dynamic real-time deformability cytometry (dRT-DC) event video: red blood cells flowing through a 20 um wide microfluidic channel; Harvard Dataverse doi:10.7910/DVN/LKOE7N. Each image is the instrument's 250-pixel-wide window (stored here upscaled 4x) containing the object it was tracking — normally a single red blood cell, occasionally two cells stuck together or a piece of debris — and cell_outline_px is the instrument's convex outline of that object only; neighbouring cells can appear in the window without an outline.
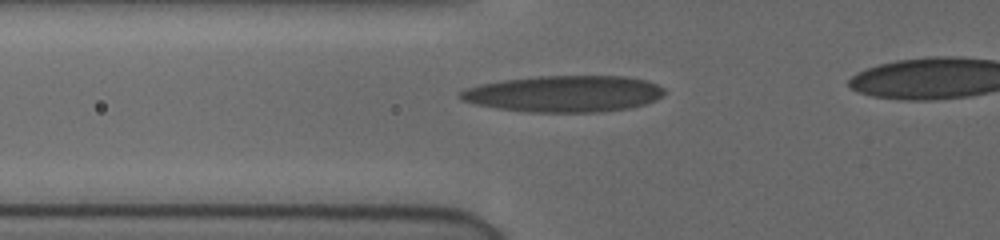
{"species": "human", "species_latin": "Homo sapiens", "temperature_condition": "cold", "stored_images_in_passage": 40, "camera_frame_rate_fps": 3000, "um_per_image_px": 0.085, "donor": {"sex": "female"}, "frame": {"image": 1, "passage_image": 12, "time_ms": 3.667, "image_size_px": [1000, 240], "cell_outline_px": [[664, 96], [656, 100], [644, 104], [628, 108], [600, 112], [528, 112], [496, 108], [476, 104], [460, 100], [460, 92], [468, 88], [480, 84], [504, 80], [540, 76], [624, 76], [648, 80], [664, 88]], "centroid_in_image_um": [47.99, 7.97], "position_along_channel_um": 77.8, "area_um2": 43.29}}
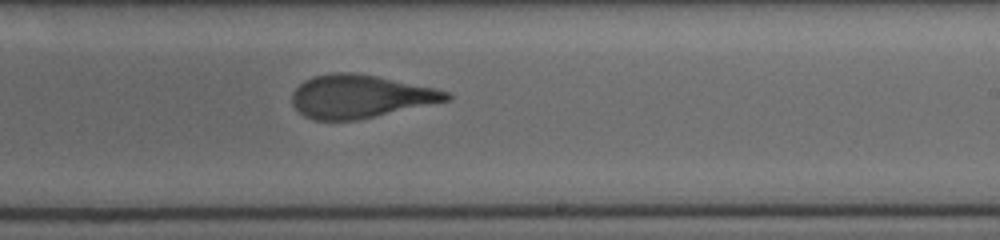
{"frame": {"image": 2, "passage_image": 26, "time_ms": 8.333, "image_size_px": [1000, 240], "cell_outline_px": [[452, 100], [360, 120], [316, 120], [304, 116], [292, 104], [292, 92], [304, 80], [312, 76], [332, 72], [352, 72], [376, 76], [436, 88], [448, 92], [452, 96]], "centroid_in_image_um": [30.63, 8.2], "position_along_channel_um": 258.4, "area_um2": 39.07}}
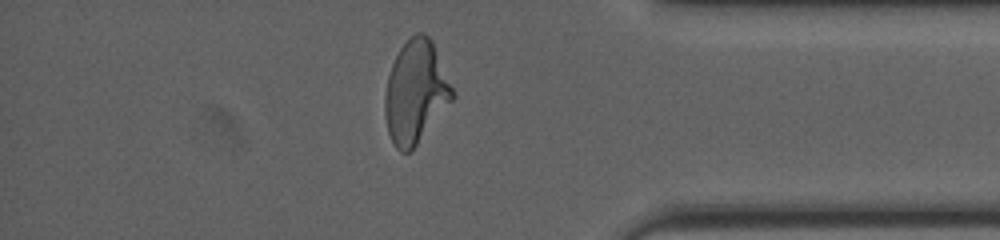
{"frame": {"image": 3, "passage_image": 38, "time_ms": 12.333, "image_size_px": [1000, 240], "cell_outline_px": [[456, 96], [412, 152], [400, 152], [396, 148], [388, 132], [384, 116], [384, 96], [388, 76], [392, 64], [400, 48], [416, 32], [424, 32], [432, 40], [456, 92]], "centroid_in_image_um": [35.35, 7.85], "position_along_channel_um": 399.9, "area_um2": 40.86}}